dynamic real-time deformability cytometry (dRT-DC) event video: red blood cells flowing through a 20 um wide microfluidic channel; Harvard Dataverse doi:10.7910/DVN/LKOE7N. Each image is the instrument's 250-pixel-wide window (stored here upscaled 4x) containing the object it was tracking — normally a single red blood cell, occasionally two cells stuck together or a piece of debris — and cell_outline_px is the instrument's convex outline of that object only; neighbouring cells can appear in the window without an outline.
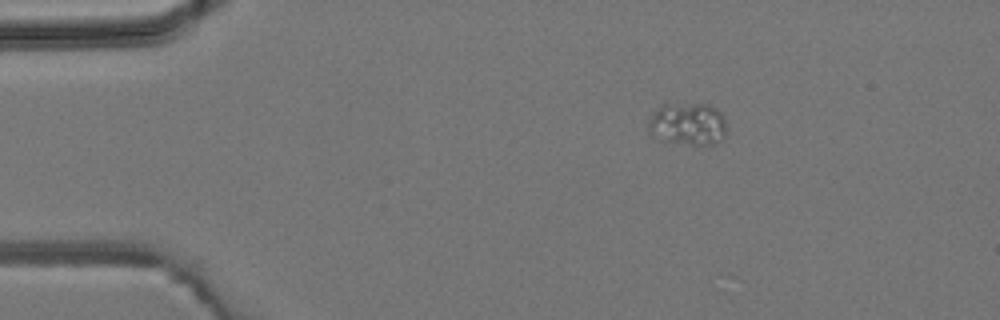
{"species": "common noctule bat (a hibernating species)", "species_latin": "Nyctalus noctula", "temperature_condition": "room temperature", "stored_images_in_passage": 6, "camera_frame_rate_fps": 3000, "um_per_image_px": 0.085, "animal": {"sex": "male", "body_mass_g": 19.2, "forearm_length_mm": 51.8}, "frame": {"image": 1, "passage_image": 1, "time_ms": 0.0, "image_size_px": [1000, 320], "cell_outline_px": [[724, 140], [716, 144], [692, 144], [660, 140], [652, 136], [648, 124], [648, 120], [664, 104], [708, 104], [716, 108], [720, 112], [724, 120]], "centroid_in_image_um": [58.48, 10.55], "position_along_channel_um": 26.5, "area_um2": 19.07}}
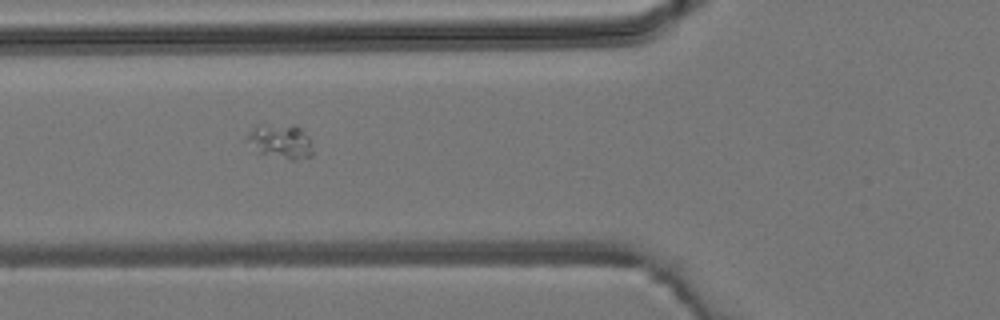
{"frame": {"image": 2, "passage_image": 4, "time_ms": 3.333, "image_size_px": [1000, 320], "cell_outline_px": [[312, 156], [292, 160], [288, 160], [260, 152], [244, 140], [256, 124], [296, 124], [308, 136], [312, 148]], "centroid_in_image_um": [23.85, 11.98], "position_along_channel_um": 102.0, "area_um2": 13.24}}
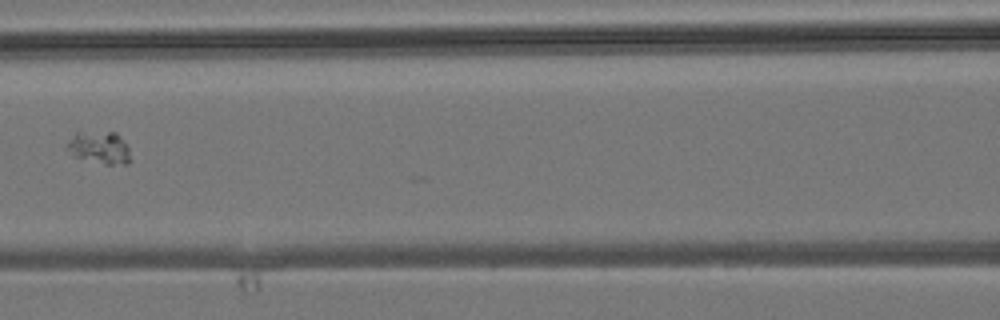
{"frame": {"image": 3, "passage_image": 5, "time_ms": 4.667, "image_size_px": [1000, 320], "cell_outline_px": [[132, 160], [128, 164], [104, 164], [72, 156], [64, 148], [64, 144], [76, 132], [116, 132], [128, 144]], "centroid_in_image_um": [8.45, 12.55], "position_along_channel_um": 158.2, "area_um2": 12.43}}